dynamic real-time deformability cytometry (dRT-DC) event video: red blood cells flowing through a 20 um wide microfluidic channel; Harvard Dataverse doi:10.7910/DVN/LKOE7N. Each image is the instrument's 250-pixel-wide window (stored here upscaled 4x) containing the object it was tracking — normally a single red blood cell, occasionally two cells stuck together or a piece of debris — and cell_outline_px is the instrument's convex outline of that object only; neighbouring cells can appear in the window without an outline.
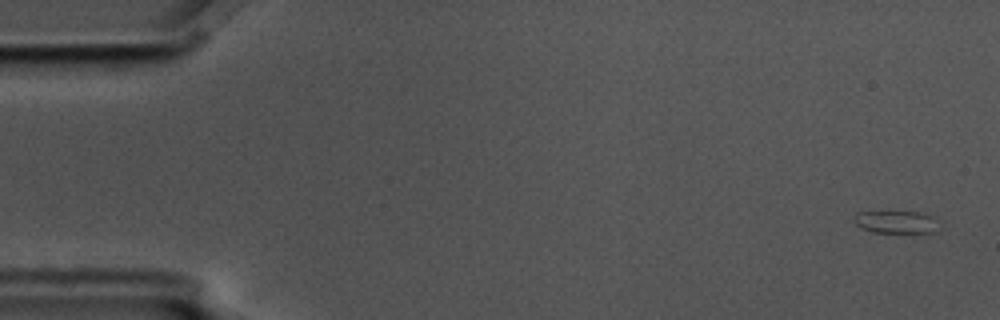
{"species": "common noctule bat (a hibernating species)", "species_latin": "Nyctalus noctula", "temperature_condition": "cold", "stored_images_in_passage": 4, "camera_frame_rate_fps": 3000, "um_per_image_px": 0.085, "animal": {"sex": "male", "body_mass_g": 17.5, "forearm_length_mm": 52.3}, "frame": {"image": 1, "passage_image": 4, "time_ms": 1.0, "image_size_px": [1000, 320], "cell_outline_px": [[936, 232], [912, 236], [872, 232], [860, 228], [852, 220], [856, 212], [888, 208], [920, 212], [936, 216]], "centroid_in_image_um": [76.16, 18.86], "position_along_channel_um": 8.8, "area_um2": 13.01}}